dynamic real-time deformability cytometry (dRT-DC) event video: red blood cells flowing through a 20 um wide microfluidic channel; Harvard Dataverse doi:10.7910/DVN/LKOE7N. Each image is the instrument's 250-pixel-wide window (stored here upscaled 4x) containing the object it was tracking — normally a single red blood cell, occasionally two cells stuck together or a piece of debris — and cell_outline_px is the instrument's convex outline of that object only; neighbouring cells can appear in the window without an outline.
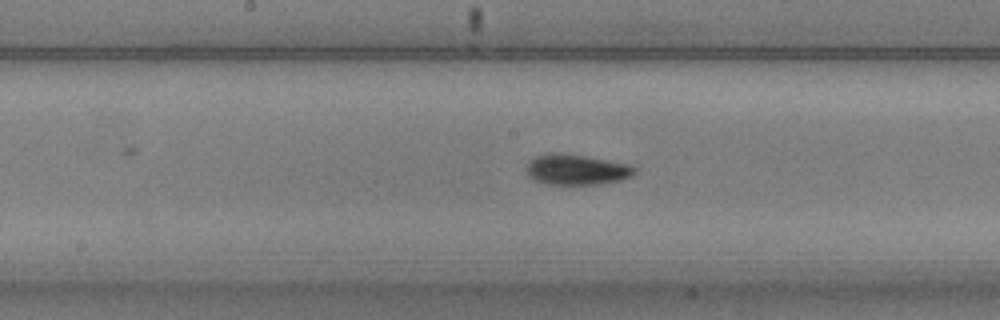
{"species": "common noctule bat (a hibernating species)", "species_latin": "Nyctalus noctula", "temperature_condition": "warm", "stored_images_in_passage": 54, "camera_frame_rate_fps": 3000, "um_per_image_px": 0.085, "animal": {"sex": "male", "body_mass_g": 20.5, "forearm_length_mm": 52.5}, "frame": {"image": 1, "passage_image": 27, "time_ms": 8.667, "image_size_px": [1000, 320], "cell_outline_px": [[636, 172], [632, 176], [620, 180], [600, 184], [548, 184], [536, 180], [528, 176], [524, 168], [536, 156], [548, 152], [564, 152], [628, 164], [636, 168]], "centroid_in_image_um": [48.98, 14.4], "position_along_channel_um": 199.2, "area_um2": 19.31}}
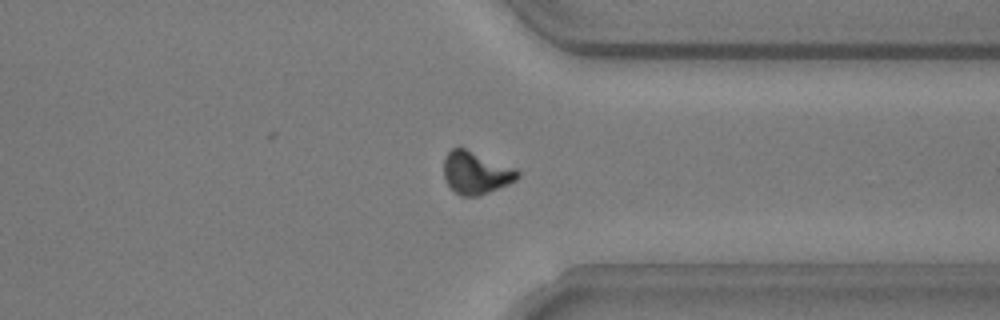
{"frame": {"image": 2, "passage_image": 41, "time_ms": 13.333, "image_size_px": [1000, 320], "cell_outline_px": [[520, 176], [516, 180], [508, 184], [480, 196], [460, 196], [444, 180], [444, 160], [448, 152], [452, 148], [460, 144], [516, 168], [520, 172]], "centroid_in_image_um": [40.46, 14.63], "position_along_channel_um": 370.9, "area_um2": 18.84}}
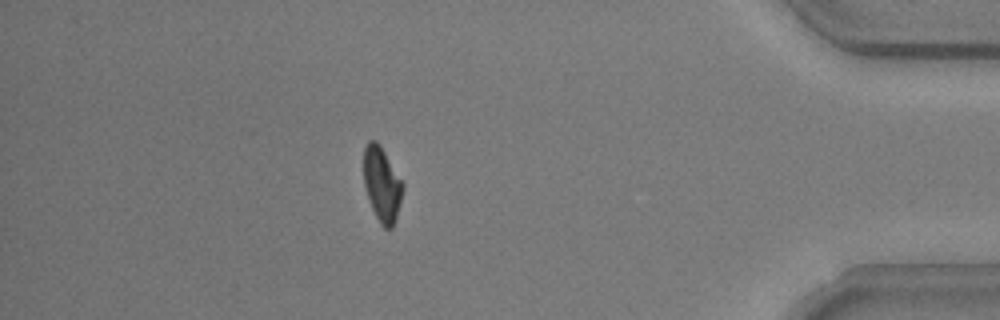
{"frame": {"image": 3, "passage_image": 47, "time_ms": 15.333, "image_size_px": [1000, 320], "cell_outline_px": [[404, 188], [396, 220], [392, 228], [384, 228], [380, 224], [372, 208], [364, 184], [364, 148], [368, 140], [376, 140], [380, 144], [404, 184]], "centroid_in_image_um": [32.48, 15.66], "position_along_channel_um": 402.7, "area_um2": 16.99}, "authors_computed_cell_mechanics": {"area_um2": 17.8024, "velocity_mm_per_s": 3.7348, "shape_relaxation_time_tau1_ms": 2.5715, "shape_relaxation_time_tau2_ms": 7.1225, "deformation_change_tau1": 0.1553, "deformation_change_tau2": 0.1266}}